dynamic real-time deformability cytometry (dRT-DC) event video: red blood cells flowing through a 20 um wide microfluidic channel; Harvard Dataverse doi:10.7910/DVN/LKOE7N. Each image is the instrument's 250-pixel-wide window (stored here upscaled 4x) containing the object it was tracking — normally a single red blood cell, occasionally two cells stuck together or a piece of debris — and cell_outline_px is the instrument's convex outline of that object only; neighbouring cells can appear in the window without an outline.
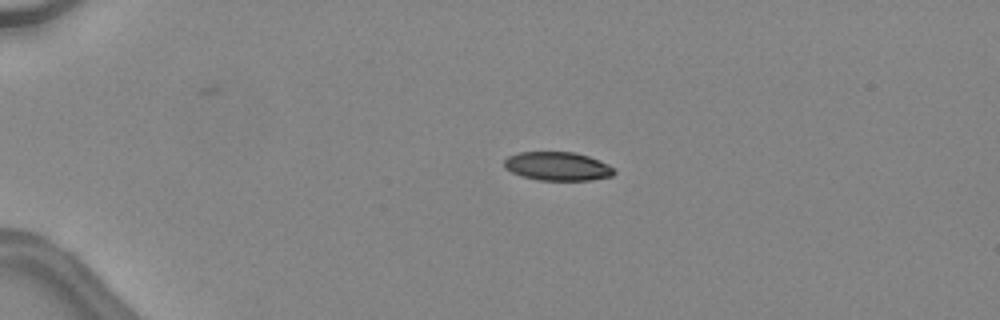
{"species": "common noctule bat (a hibernating species)", "species_latin": "Nyctalus noctula", "temperature_condition": "warm", "stored_images_in_passage": 40, "camera_frame_rate_fps": 3000, "um_per_image_px": 0.085, "animal": {"sex": "female", "body_mass_g": 24.6, "forearm_length_mm": 56.2}, "frame": {"image": 1, "passage_image": 5, "time_ms": 1.333, "image_size_px": [1000, 320], "cell_outline_px": [[616, 172], [612, 176], [592, 180], [536, 180], [520, 176], [504, 168], [504, 160], [508, 156], [520, 152], [576, 152], [588, 156], [608, 164]], "centroid_in_image_um": [47.37, 14.14], "position_along_channel_um": 37.6, "area_um2": 18.44}}
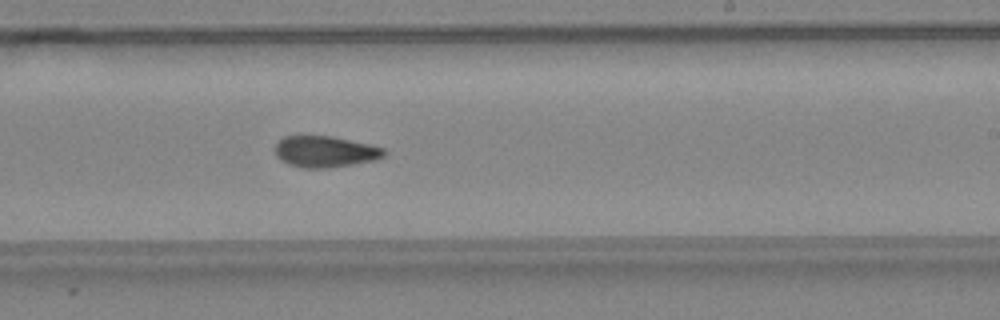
{"frame": {"image": 2, "passage_image": 24, "time_ms": 7.667, "image_size_px": [1000, 320], "cell_outline_px": [[388, 152], [384, 156], [376, 160], [328, 168], [304, 168], [288, 164], [280, 160], [276, 156], [276, 144], [284, 136], [332, 136], [372, 144], [384, 148]], "centroid_in_image_um": [27.68, 12.89], "position_along_channel_um": 261.3, "area_um2": 20.0}}
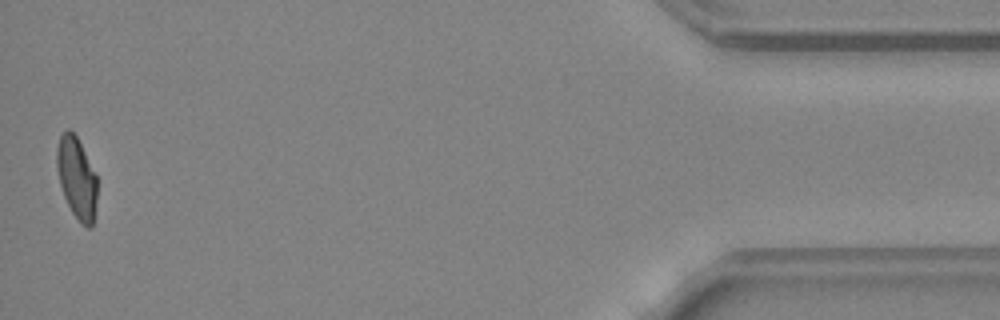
{"frame": {"image": 3, "passage_image": 40, "time_ms": 13.0, "image_size_px": [1000, 320], "cell_outline_px": [[96, 200], [92, 228], [88, 228], [80, 224], [72, 212], [64, 196], [60, 184], [56, 168], [56, 148], [60, 136], [68, 128], [76, 136], [96, 176]], "centroid_in_image_um": [6.49, 15.16], "position_along_channel_um": 428.7, "area_um2": 18.9}, "authors_computed_cell_mechanics": {"area_um2": 19.941, "velocity_mm_per_s": 4.5464, "shape_relaxation_time_tau1_ms": null, "shape_relaxation_time_tau2_ms": 3.1539, "deformation_change_tau1": null, "deformation_change_tau2": 0.0997}}